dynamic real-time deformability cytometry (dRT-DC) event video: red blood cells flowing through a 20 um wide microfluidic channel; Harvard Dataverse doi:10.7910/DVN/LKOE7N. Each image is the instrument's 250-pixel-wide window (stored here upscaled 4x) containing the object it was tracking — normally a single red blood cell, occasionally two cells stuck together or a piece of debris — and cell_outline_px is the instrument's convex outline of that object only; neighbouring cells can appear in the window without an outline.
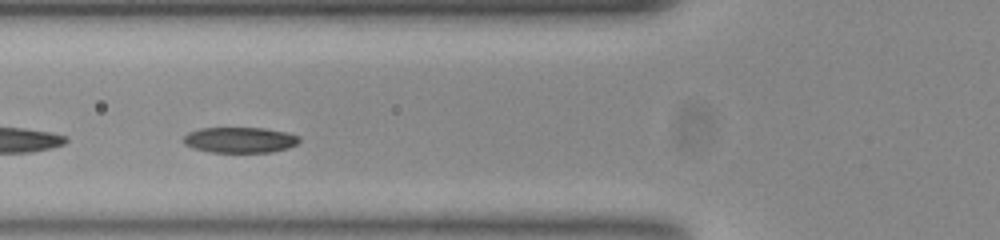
{"species": "common noctule bat (a hibernating species)", "species_latin": "Nyctalus noctula", "temperature_condition": "room temperature", "stored_images_in_passage": 31, "camera_frame_rate_fps": 3000, "um_per_image_px": 0.085, "animal": {"sex": "female", "body_mass_g": 23.0, "forearm_length_mm": 53.4}, "frame": {"image": 1, "passage_image": 5, "time_ms": 1.333, "image_size_px": [1000, 240], "cell_outline_px": [[300, 140], [296, 144], [288, 148], [272, 152], [208, 152], [192, 148], [184, 144], [184, 136], [188, 132], [200, 128], [264, 128], [288, 132], [300, 136]], "centroid_in_image_um": [20.39, 11.89], "position_along_channel_um": 105.4, "area_um2": 17.46}}
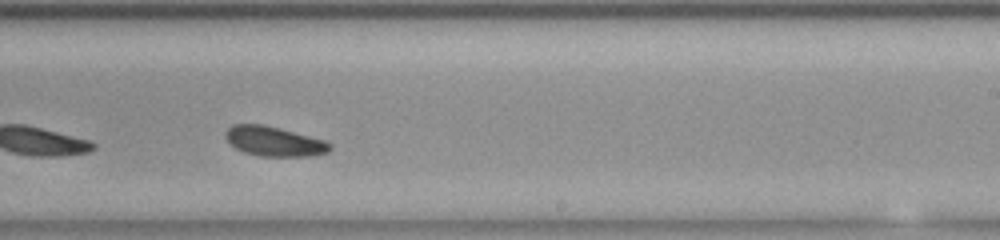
{"frame": {"image": 2, "passage_image": 18, "time_ms": 5.667, "image_size_px": [1000, 240], "cell_outline_px": [[332, 148], [328, 152], [308, 156], [260, 156], [244, 152], [236, 148], [224, 136], [224, 132], [232, 124], [264, 124], [324, 140], [332, 144]], "centroid_in_image_um": [23.29, 12.01], "position_along_channel_um": 265.7, "area_um2": 17.98}, "authors_computed_cell_mechanics": {"area_um2": 17.6868, "velocity_mm_per_s": 3.709, "shape_relaxation_time_tau1_ms": 2.3942, "shape_relaxation_time_tau2_ms": null, "deformation_change_tau1": 0.1051, "deformation_change_tau2": null}}